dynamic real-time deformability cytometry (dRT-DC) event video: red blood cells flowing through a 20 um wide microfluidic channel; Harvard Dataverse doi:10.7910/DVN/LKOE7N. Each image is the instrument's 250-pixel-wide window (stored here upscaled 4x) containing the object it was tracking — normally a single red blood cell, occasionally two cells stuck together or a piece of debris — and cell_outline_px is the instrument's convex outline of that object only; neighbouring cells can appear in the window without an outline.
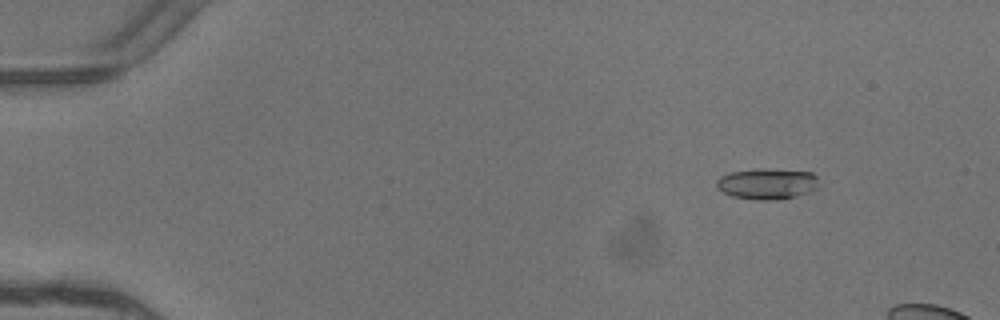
{"species": "common noctule bat (a hibernating species)", "species_latin": "Nyctalus noctula", "temperature_condition": "warm", "stored_images_in_passage": 5, "camera_frame_rate_fps": 3000, "um_per_image_px": 0.085, "animal": {"sex": "female"}, "frame": {"image": 1, "passage_image": 2, "time_ms": 0.333, "image_size_px": [1000, 320], "cell_outline_px": [[816, 188], [812, 192], [796, 196], [776, 200], [760, 200], [732, 196], [716, 188], [716, 180], [720, 176], [728, 172], [756, 168], [764, 168], [812, 172], [816, 176]], "centroid_in_image_um": [65.17, 15.61], "position_along_channel_um": 19.8, "area_um2": 18.61}}